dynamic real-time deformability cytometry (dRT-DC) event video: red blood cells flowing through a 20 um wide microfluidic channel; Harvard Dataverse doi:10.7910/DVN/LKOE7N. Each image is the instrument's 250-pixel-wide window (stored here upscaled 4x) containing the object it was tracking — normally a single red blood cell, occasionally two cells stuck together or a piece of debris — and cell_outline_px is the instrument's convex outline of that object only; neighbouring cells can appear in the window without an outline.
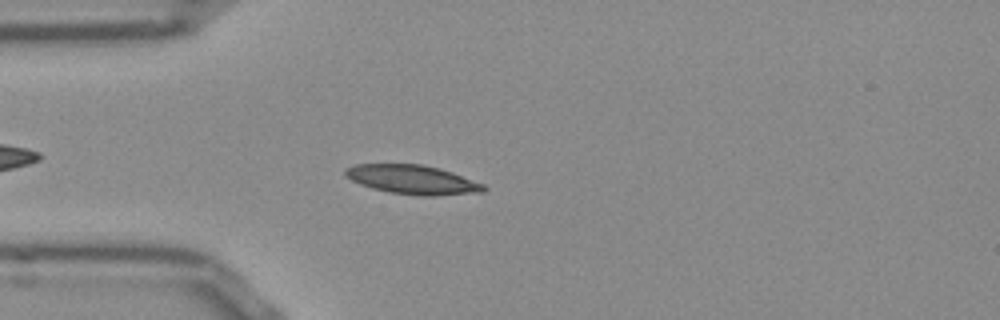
{"species": "Egyptian fruit bat (a non-hibernating species)", "species_latin": "Rousettus aegyptiacus", "temperature_condition": "room temperature", "stored_images_in_passage": 48, "camera_frame_rate_fps": 3000, "um_per_image_px": 0.085, "frame": {"image": 1, "passage_image": 10, "time_ms": 3.0, "image_size_px": [1000, 320], "cell_outline_px": [[488, 188], [484, 192], [432, 196], [416, 196], [388, 192], [372, 188], [360, 184], [344, 176], [344, 168], [352, 164], [424, 164], [440, 168], [452, 172], [484, 184]], "centroid_in_image_um": [35.05, 15.27], "position_along_channel_um": 49.9, "area_um2": 23.81}}
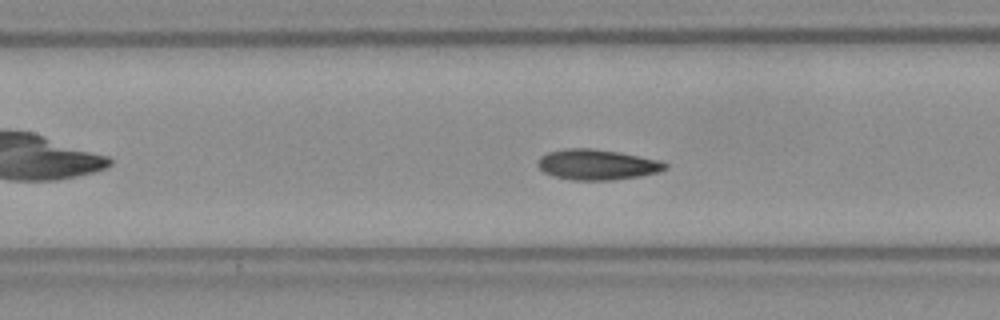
{"frame": {"image": 2, "passage_image": 19, "time_ms": 6.0, "image_size_px": [1000, 320], "cell_outline_px": [[668, 168], [660, 172], [640, 176], [612, 180], [572, 180], [556, 176], [544, 172], [536, 164], [536, 160], [540, 156], [548, 152], [564, 148], [592, 148], [616, 152], [660, 160], [668, 164]], "centroid_in_image_um": [50.74, 13.99], "position_along_channel_um": 156.7, "area_um2": 22.66}}
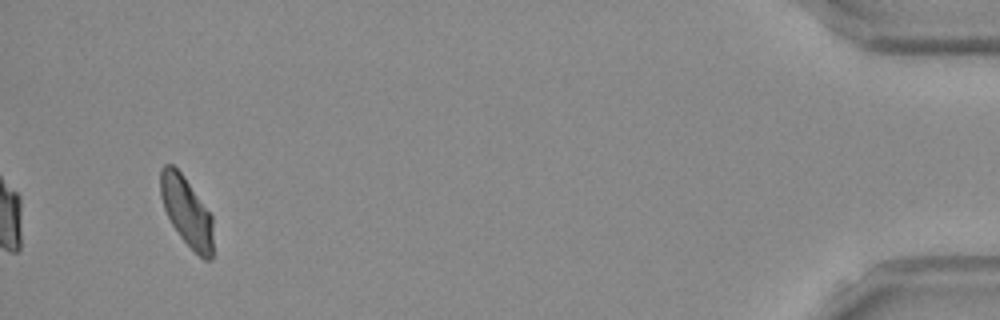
{"frame": {"image": 3, "passage_image": 46, "time_ms": 15.0, "image_size_px": [1000, 320], "cell_outline_px": [[212, 260], [204, 260], [180, 236], [172, 224], [164, 208], [160, 196], [160, 168], [164, 164], [172, 164], [184, 176], [212, 216]], "centroid_in_image_um": [15.84, 17.95], "position_along_channel_um": 419.4, "area_um2": 20.98}, "authors_computed_cell_mechanics": {"area_um2": 21.964, "velocity_mm_per_s": 3.8208, "shape_relaxation_time_tau1_ms": 5.8351, "shape_relaxation_time_tau2_ms": 3.0724, "deformation_change_tau1": 0.1452, "deformation_change_tau2": 0.0646}}